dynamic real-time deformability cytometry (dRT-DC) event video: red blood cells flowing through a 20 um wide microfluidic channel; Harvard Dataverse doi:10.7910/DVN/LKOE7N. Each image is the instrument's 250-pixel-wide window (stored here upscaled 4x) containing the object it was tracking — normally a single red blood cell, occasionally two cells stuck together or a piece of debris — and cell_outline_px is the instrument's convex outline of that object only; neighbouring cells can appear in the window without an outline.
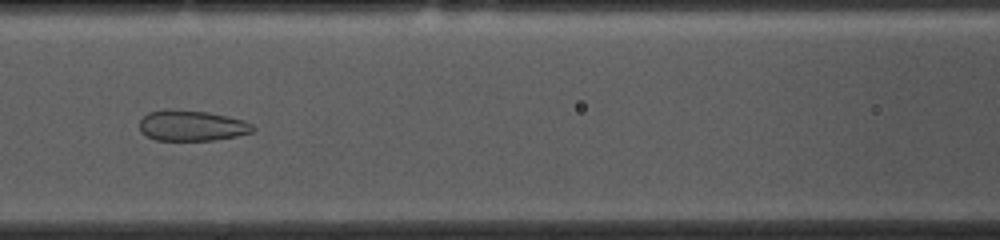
{"species": "common noctule bat (a hibernating species)", "species_latin": "Nyctalus noctula", "temperature_condition": "cold", "stored_images_in_passage": 53, "camera_frame_rate_fps": 3000, "um_per_image_px": 0.085, "animal": {"sex": "female", "body_mass_g": 10.0, "forearm_length_mm": 53.1}, "frame": {"image": 1, "passage_image": 22, "time_ms": 7.0, "image_size_px": [1000, 240], "cell_outline_px": [[256, 128], [252, 132], [236, 136], [216, 140], [156, 140], [140, 132], [140, 120], [148, 112], [208, 112], [228, 116], [244, 120], [252, 124]], "centroid_in_image_um": [16.37, 10.72], "position_along_channel_um": 150.2, "area_um2": 19.54}}
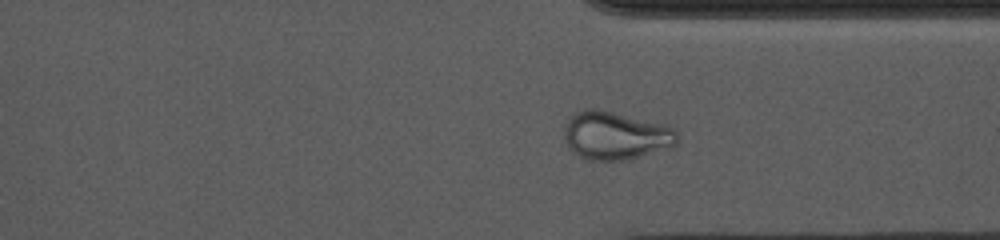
{"frame": {"image": 2, "passage_image": 39, "time_ms": 12.667, "image_size_px": [1000, 240], "cell_outline_px": [[676, 144], [672, 148], [624, 160], [588, 160], [580, 156], [564, 140], [564, 124], [576, 112], [592, 108], [664, 124], [672, 128], [676, 132]], "centroid_in_image_um": [52.32, 11.54], "position_along_channel_um": 359.1, "area_um2": 31.15}}
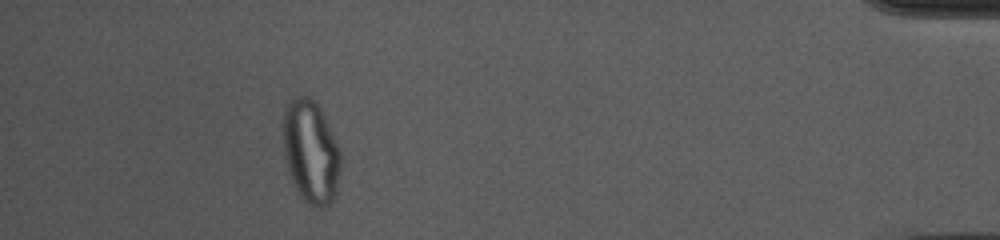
{"frame": {"image": 3, "passage_image": 48, "time_ms": 15.667, "image_size_px": [1000, 240], "cell_outline_px": [[340, 168], [336, 192], [332, 200], [324, 208], [320, 208], [308, 204], [300, 196], [292, 180], [284, 156], [284, 108], [288, 100], [292, 96], [308, 96], [316, 104], [324, 116], [340, 148]], "centroid_in_image_um": [26.42, 12.89], "position_along_channel_um": 408.8, "area_um2": 34.33}, "authors_computed_cell_mechanics": {"area_um2": 29.478, "velocity_mm_per_s": 3.6932, "shape_relaxation_time_tau1_ms": null, "shape_relaxation_time_tau2_ms": 0.9666, "deformation_change_tau1": null, "deformation_change_tau2": 0.071}}